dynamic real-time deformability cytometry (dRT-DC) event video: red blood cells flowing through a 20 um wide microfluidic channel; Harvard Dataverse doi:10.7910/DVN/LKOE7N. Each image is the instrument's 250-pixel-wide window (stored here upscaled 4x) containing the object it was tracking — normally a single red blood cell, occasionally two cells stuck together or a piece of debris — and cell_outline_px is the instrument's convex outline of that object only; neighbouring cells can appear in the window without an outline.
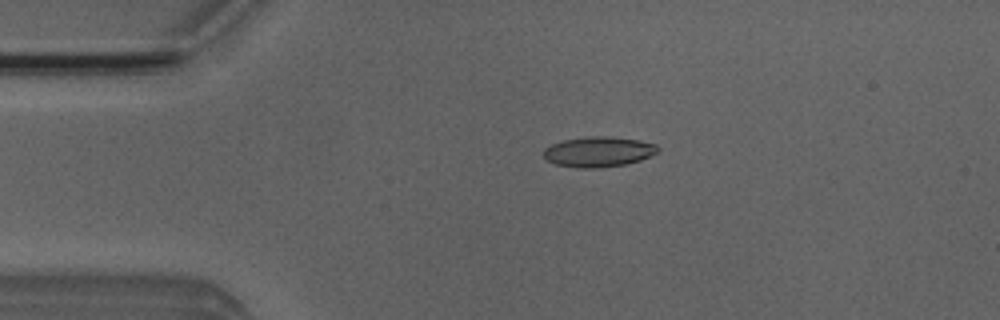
{"species": "Egyptian fruit bat (a non-hibernating species)", "species_latin": "Rousettus aegyptiacus", "temperature_condition": "room temperature", "stored_images_in_passage": 4, "camera_frame_rate_fps": 3000, "um_per_image_px": 0.085, "animal": {"sex": "male"}, "frame": {"image": 1, "passage_image": 3, "time_ms": 3.333, "image_size_px": [1000, 320], "cell_outline_px": [[660, 148], [656, 152], [640, 160], [624, 164], [596, 168], [580, 168], [556, 164], [548, 160], [544, 156], [544, 148], [552, 144], [564, 140], [588, 136], [604, 136], [640, 140], [656, 144]], "centroid_in_image_um": [50.87, 12.89], "position_along_channel_um": 34.1, "area_um2": 19.88}}